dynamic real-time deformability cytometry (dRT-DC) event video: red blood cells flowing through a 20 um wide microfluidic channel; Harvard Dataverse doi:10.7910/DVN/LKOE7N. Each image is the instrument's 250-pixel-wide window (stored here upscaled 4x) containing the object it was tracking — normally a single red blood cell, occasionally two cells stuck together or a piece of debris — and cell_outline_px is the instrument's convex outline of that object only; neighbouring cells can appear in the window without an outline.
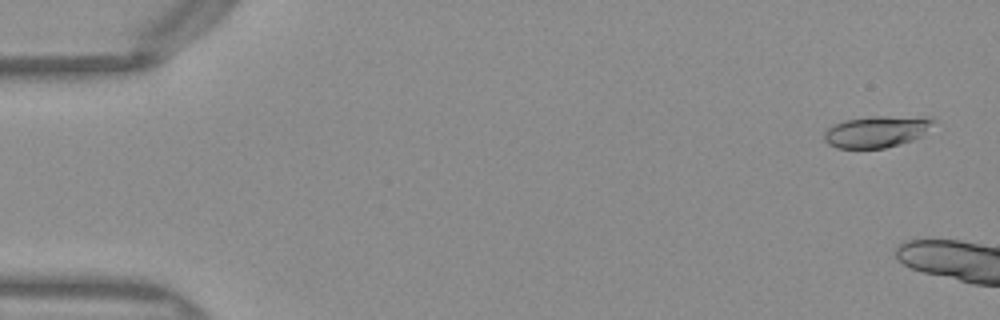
{"species": "Egyptian fruit bat (a non-hibernating species)", "species_latin": "Rousettus aegyptiacus", "temperature_condition": "warm", "stored_images_in_passage": 7, "camera_frame_rate_fps": 3000, "um_per_image_px": 0.085, "frame": {"image": 1, "passage_image": 3, "time_ms": 0.667, "image_size_px": [1000, 320], "cell_outline_px": [[936, 120], [924, 136], [900, 144], [884, 148], [836, 148], [828, 144], [824, 140], [824, 132], [828, 128], [844, 120], [872, 116], [928, 116]], "centroid_in_image_um": [74.57, 11.17], "position_along_channel_um": 10.4, "area_um2": 20.4}}